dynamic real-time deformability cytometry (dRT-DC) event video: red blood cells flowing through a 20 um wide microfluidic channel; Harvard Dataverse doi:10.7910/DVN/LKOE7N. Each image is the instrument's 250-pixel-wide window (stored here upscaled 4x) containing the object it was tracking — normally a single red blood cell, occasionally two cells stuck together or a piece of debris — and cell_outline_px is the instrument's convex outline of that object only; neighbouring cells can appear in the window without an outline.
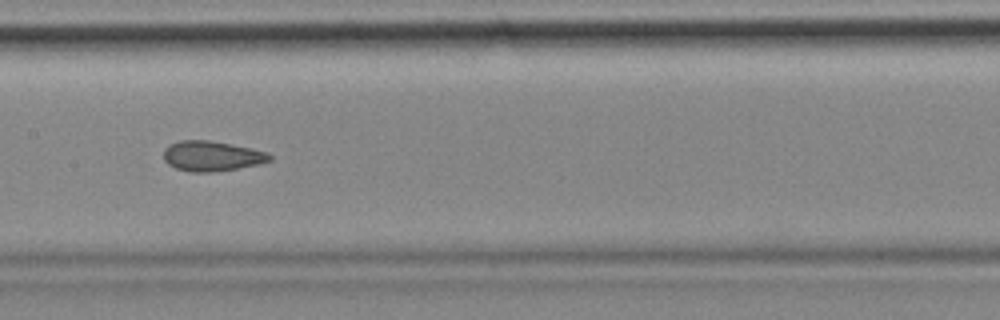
{"species": "common noctule bat (a hibernating species)", "species_latin": "Nyctalus noctula", "temperature_condition": "cold", "stored_images_in_passage": 7, "camera_frame_rate_fps": 3000, "um_per_image_px": 0.085, "animal": {"sex": "female", "body_mass_g": 18.4}, "frame": {"image": 1, "passage_image": 5, "time_ms": 1.333, "image_size_px": [1000, 320], "cell_outline_px": [[272, 160], [260, 164], [212, 172], [192, 172], [176, 168], [168, 164], [164, 160], [164, 148], [168, 144], [180, 140], [208, 140], [252, 148], [268, 152], [272, 156]], "centroid_in_image_um": [18.0, 13.26], "position_along_channel_um": 189.4, "area_um2": 18.67}}